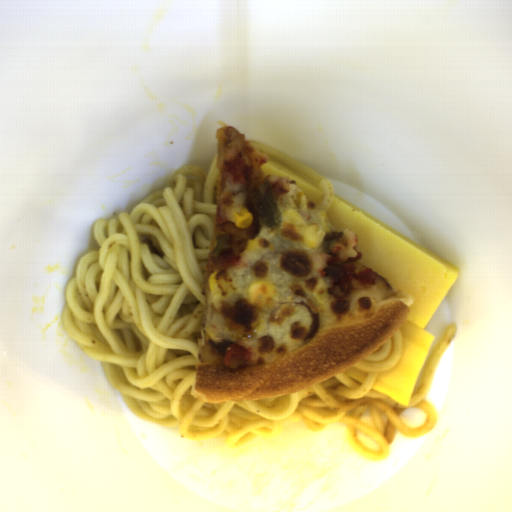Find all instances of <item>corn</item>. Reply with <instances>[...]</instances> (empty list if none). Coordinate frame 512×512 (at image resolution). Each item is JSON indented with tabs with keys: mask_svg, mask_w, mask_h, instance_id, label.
<instances>
[{
	"mask_svg": "<svg viewBox=\"0 0 512 512\" xmlns=\"http://www.w3.org/2000/svg\"><path fill=\"white\" fill-rule=\"evenodd\" d=\"M208 284L214 295L225 296L232 291L233 283L226 271H216L209 275Z\"/></svg>",
	"mask_w": 512,
	"mask_h": 512,
	"instance_id": "3",
	"label": "corn"
},
{
	"mask_svg": "<svg viewBox=\"0 0 512 512\" xmlns=\"http://www.w3.org/2000/svg\"><path fill=\"white\" fill-rule=\"evenodd\" d=\"M264 241L257 238H252L247 242L246 249L244 251H251L263 248Z\"/></svg>",
	"mask_w": 512,
	"mask_h": 512,
	"instance_id": "5",
	"label": "corn"
},
{
	"mask_svg": "<svg viewBox=\"0 0 512 512\" xmlns=\"http://www.w3.org/2000/svg\"><path fill=\"white\" fill-rule=\"evenodd\" d=\"M230 218L238 228L252 225V215L246 207H241L238 211L230 213Z\"/></svg>",
	"mask_w": 512,
	"mask_h": 512,
	"instance_id": "4",
	"label": "corn"
},
{
	"mask_svg": "<svg viewBox=\"0 0 512 512\" xmlns=\"http://www.w3.org/2000/svg\"><path fill=\"white\" fill-rule=\"evenodd\" d=\"M318 213L320 215L319 225H309L296 210H285L282 214V230L298 237L302 245L318 248L324 237L331 231L328 228L325 210H319Z\"/></svg>",
	"mask_w": 512,
	"mask_h": 512,
	"instance_id": "1",
	"label": "corn"
},
{
	"mask_svg": "<svg viewBox=\"0 0 512 512\" xmlns=\"http://www.w3.org/2000/svg\"><path fill=\"white\" fill-rule=\"evenodd\" d=\"M273 284L266 281L250 283L247 289L249 304L265 307L273 298Z\"/></svg>",
	"mask_w": 512,
	"mask_h": 512,
	"instance_id": "2",
	"label": "corn"
}]
</instances>
